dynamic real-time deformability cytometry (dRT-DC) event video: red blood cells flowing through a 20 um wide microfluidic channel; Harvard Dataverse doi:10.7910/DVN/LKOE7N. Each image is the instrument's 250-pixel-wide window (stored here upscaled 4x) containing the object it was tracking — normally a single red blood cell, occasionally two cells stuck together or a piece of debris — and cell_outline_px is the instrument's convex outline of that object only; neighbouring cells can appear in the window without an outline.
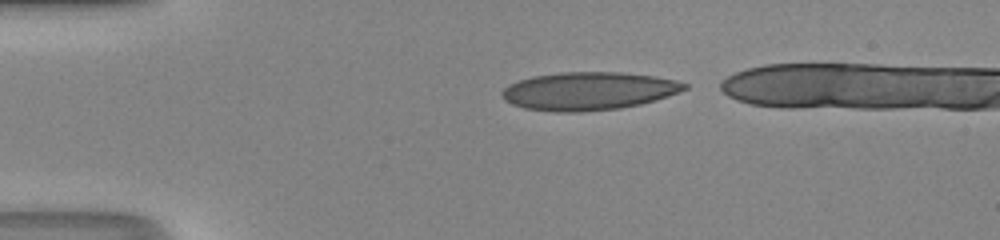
{"species": "human", "species_latin": "Homo sapiens", "temperature_condition": "room temperature", "stored_images_in_passage": 35, "camera_frame_rate_fps": 3000, "um_per_image_px": 0.085, "donor": {"sex": "male"}, "frame": {"image": 1, "passage_image": 1, "time_ms": 0.0, "image_size_px": [1000, 240], "cell_outline_px": [[688, 88], [668, 96], [640, 104], [620, 108], [580, 112], [556, 112], [524, 108], [512, 104], [504, 100], [500, 92], [508, 84], [532, 76], [560, 72], [620, 72], [656, 76], [676, 80], [688, 84]], "centroid_in_image_um": [50.01, 7.73], "position_along_channel_um": 35.0, "area_um2": 40.58}}
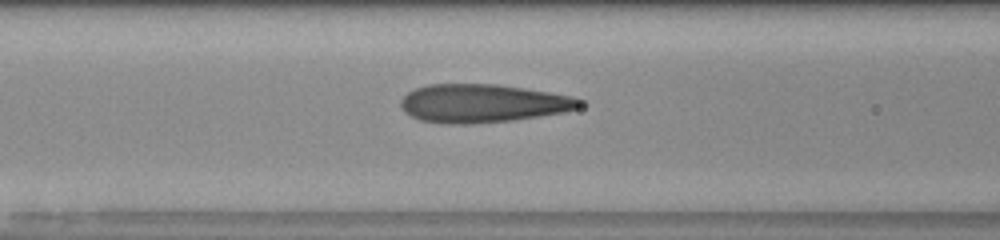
{"frame": {"image": 2, "passage_image": 11, "time_ms": 3.333, "image_size_px": [1000, 240], "cell_outline_px": [[584, 104], [576, 108], [560, 112], [512, 120], [468, 124], [452, 124], [420, 120], [404, 112], [400, 104], [400, 100], [408, 92], [416, 88], [428, 84], [496, 84], [524, 88], [572, 96], [584, 100]], "centroid_in_image_um": [40.99, 8.77], "position_along_channel_um": 125.6, "area_um2": 39.65}}
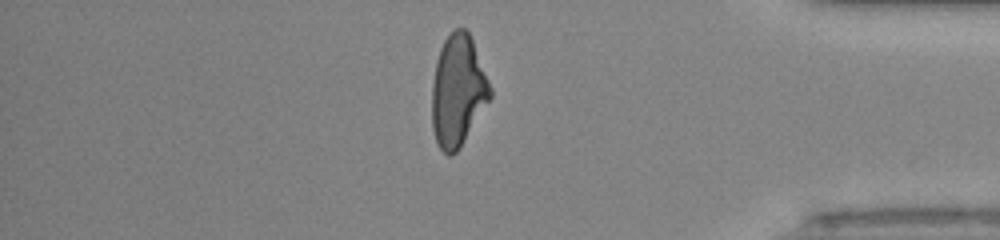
{"frame": {"image": 3, "passage_image": 32, "time_ms": 10.333, "image_size_px": [1000, 240], "cell_outline_px": [[492, 96], [460, 148], [456, 152], [448, 156], [436, 144], [432, 128], [432, 84], [436, 60], [440, 48], [448, 32], [456, 28], [464, 28], [468, 32], [472, 40], [492, 88]], "centroid_in_image_um": [38.91, 7.72], "position_along_channel_um": 396.3, "area_um2": 37.92}}